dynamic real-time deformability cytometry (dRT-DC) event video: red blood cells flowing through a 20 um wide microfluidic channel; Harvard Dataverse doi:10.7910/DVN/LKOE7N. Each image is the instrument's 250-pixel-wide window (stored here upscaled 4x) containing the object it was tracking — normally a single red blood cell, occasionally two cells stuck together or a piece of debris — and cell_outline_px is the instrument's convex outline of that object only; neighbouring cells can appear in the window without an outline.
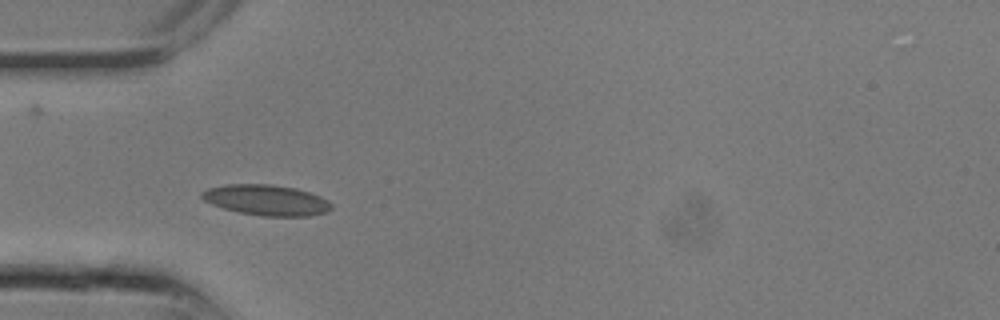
{"species": "common noctule bat (a hibernating species)", "species_latin": "Nyctalus noctula", "temperature_condition": "room temperature", "stored_images_in_passage": 11, "camera_frame_rate_fps": 3000, "um_per_image_px": 0.085, "animal": {"sex": "male", "body_mass_g": 13.3}, "frame": {"image": 1, "passage_image": 1, "time_ms": 0.0, "image_size_px": [1000, 320], "cell_outline_px": [[332, 208], [328, 212], [308, 216], [260, 216], [240, 212], [224, 208], [212, 204], [204, 200], [200, 196], [200, 192], [208, 188], [224, 184], [272, 184], [296, 188], [320, 196], [328, 200], [332, 204]], "centroid_in_image_um": [22.65, 17.0], "position_along_channel_um": 62.4, "area_um2": 23.24}}
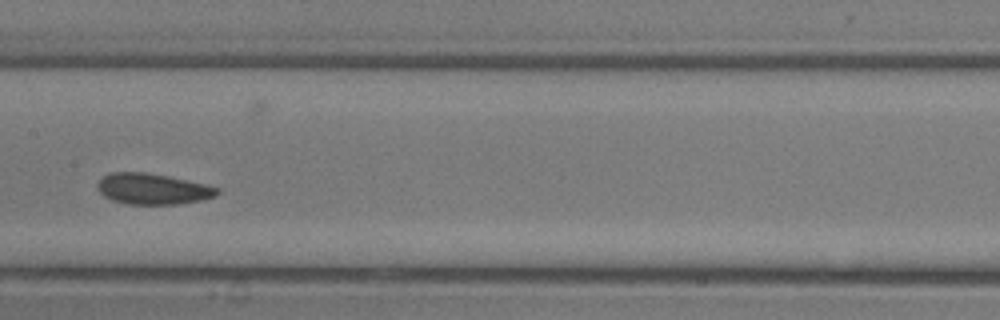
{"frame": {"image": 2, "passage_image": 6, "time_ms": 1.667, "image_size_px": [1000, 320], "cell_outline_px": [[220, 192], [216, 196], [200, 200], [176, 204], [128, 204], [112, 200], [104, 196], [96, 188], [96, 184], [108, 172], [148, 172], [168, 176], [204, 184], [220, 188]], "centroid_in_image_um": [12.96, 16.05], "position_along_channel_um": 194.4, "area_um2": 21.56}}
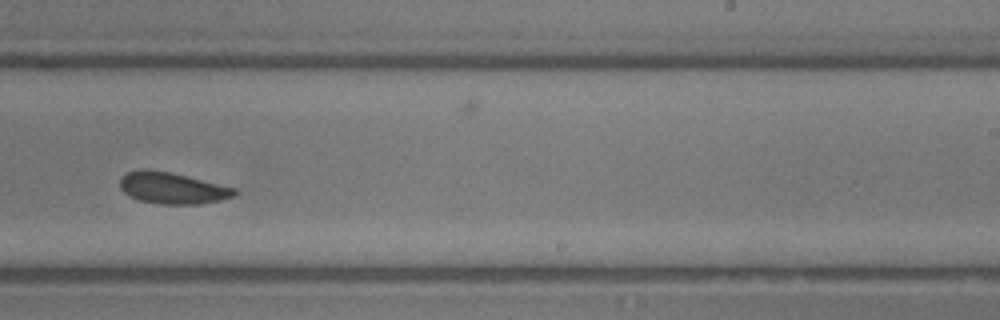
{"frame": {"image": 3, "passage_image": 9, "time_ms": 2.667, "image_size_px": [1000, 320], "cell_outline_px": [[236, 192], [232, 196], [220, 200], [200, 204], [156, 204], [140, 200], [128, 196], [120, 188], [120, 176], [128, 172], [168, 172], [236, 188]], "centroid_in_image_um": [14.64, 16.03], "position_along_channel_um": 274.4, "area_um2": 20.23}}